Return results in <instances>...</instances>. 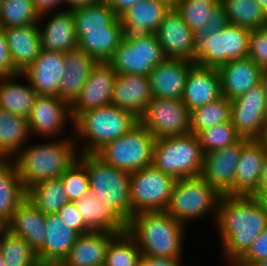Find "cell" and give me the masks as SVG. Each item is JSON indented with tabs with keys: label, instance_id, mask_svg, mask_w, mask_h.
<instances>
[{
	"label": "cell",
	"instance_id": "cell-61",
	"mask_svg": "<svg viewBox=\"0 0 267 266\" xmlns=\"http://www.w3.org/2000/svg\"><path fill=\"white\" fill-rule=\"evenodd\" d=\"M267 12V0H255Z\"/></svg>",
	"mask_w": 267,
	"mask_h": 266
},
{
	"label": "cell",
	"instance_id": "cell-11",
	"mask_svg": "<svg viewBox=\"0 0 267 266\" xmlns=\"http://www.w3.org/2000/svg\"><path fill=\"white\" fill-rule=\"evenodd\" d=\"M250 32L229 23L223 30L203 38L197 44L195 64L218 69L229 61L247 57Z\"/></svg>",
	"mask_w": 267,
	"mask_h": 266
},
{
	"label": "cell",
	"instance_id": "cell-44",
	"mask_svg": "<svg viewBox=\"0 0 267 266\" xmlns=\"http://www.w3.org/2000/svg\"><path fill=\"white\" fill-rule=\"evenodd\" d=\"M197 137L204 154L234 145L242 138L231 120L202 130Z\"/></svg>",
	"mask_w": 267,
	"mask_h": 266
},
{
	"label": "cell",
	"instance_id": "cell-36",
	"mask_svg": "<svg viewBox=\"0 0 267 266\" xmlns=\"http://www.w3.org/2000/svg\"><path fill=\"white\" fill-rule=\"evenodd\" d=\"M26 199L45 215L58 213L62 206L69 202L60 177L31 186L26 191Z\"/></svg>",
	"mask_w": 267,
	"mask_h": 266
},
{
	"label": "cell",
	"instance_id": "cell-52",
	"mask_svg": "<svg viewBox=\"0 0 267 266\" xmlns=\"http://www.w3.org/2000/svg\"><path fill=\"white\" fill-rule=\"evenodd\" d=\"M32 1L35 9L40 15L48 12H54L56 11V9L61 10L64 8V0H32Z\"/></svg>",
	"mask_w": 267,
	"mask_h": 266
},
{
	"label": "cell",
	"instance_id": "cell-42",
	"mask_svg": "<svg viewBox=\"0 0 267 266\" xmlns=\"http://www.w3.org/2000/svg\"><path fill=\"white\" fill-rule=\"evenodd\" d=\"M40 14L32 0H3L0 9V27L38 24Z\"/></svg>",
	"mask_w": 267,
	"mask_h": 266
},
{
	"label": "cell",
	"instance_id": "cell-54",
	"mask_svg": "<svg viewBox=\"0 0 267 266\" xmlns=\"http://www.w3.org/2000/svg\"><path fill=\"white\" fill-rule=\"evenodd\" d=\"M105 0H64V9L74 10L90 4L101 3Z\"/></svg>",
	"mask_w": 267,
	"mask_h": 266
},
{
	"label": "cell",
	"instance_id": "cell-37",
	"mask_svg": "<svg viewBox=\"0 0 267 266\" xmlns=\"http://www.w3.org/2000/svg\"><path fill=\"white\" fill-rule=\"evenodd\" d=\"M76 34L86 31L108 30L119 16L105 2L90 4L72 10Z\"/></svg>",
	"mask_w": 267,
	"mask_h": 266
},
{
	"label": "cell",
	"instance_id": "cell-7",
	"mask_svg": "<svg viewBox=\"0 0 267 266\" xmlns=\"http://www.w3.org/2000/svg\"><path fill=\"white\" fill-rule=\"evenodd\" d=\"M78 160L86 167L90 190L97 199L111 202L130 220L132 217L131 173L105 163L96 154H79Z\"/></svg>",
	"mask_w": 267,
	"mask_h": 266
},
{
	"label": "cell",
	"instance_id": "cell-27",
	"mask_svg": "<svg viewBox=\"0 0 267 266\" xmlns=\"http://www.w3.org/2000/svg\"><path fill=\"white\" fill-rule=\"evenodd\" d=\"M12 64L22 73L41 51L38 24L3 28Z\"/></svg>",
	"mask_w": 267,
	"mask_h": 266
},
{
	"label": "cell",
	"instance_id": "cell-18",
	"mask_svg": "<svg viewBox=\"0 0 267 266\" xmlns=\"http://www.w3.org/2000/svg\"><path fill=\"white\" fill-rule=\"evenodd\" d=\"M41 22L46 23L40 26ZM38 28L42 49L65 53L78 48L72 10L62 9L40 15Z\"/></svg>",
	"mask_w": 267,
	"mask_h": 266
},
{
	"label": "cell",
	"instance_id": "cell-59",
	"mask_svg": "<svg viewBox=\"0 0 267 266\" xmlns=\"http://www.w3.org/2000/svg\"><path fill=\"white\" fill-rule=\"evenodd\" d=\"M166 4L169 8H176L181 0H157Z\"/></svg>",
	"mask_w": 267,
	"mask_h": 266
},
{
	"label": "cell",
	"instance_id": "cell-49",
	"mask_svg": "<svg viewBox=\"0 0 267 266\" xmlns=\"http://www.w3.org/2000/svg\"><path fill=\"white\" fill-rule=\"evenodd\" d=\"M61 220L70 228L74 229L79 235L90 232L91 230L85 225L74 202H68L62 206L57 213Z\"/></svg>",
	"mask_w": 267,
	"mask_h": 266
},
{
	"label": "cell",
	"instance_id": "cell-57",
	"mask_svg": "<svg viewBox=\"0 0 267 266\" xmlns=\"http://www.w3.org/2000/svg\"><path fill=\"white\" fill-rule=\"evenodd\" d=\"M38 266H68L64 261H39Z\"/></svg>",
	"mask_w": 267,
	"mask_h": 266
},
{
	"label": "cell",
	"instance_id": "cell-39",
	"mask_svg": "<svg viewBox=\"0 0 267 266\" xmlns=\"http://www.w3.org/2000/svg\"><path fill=\"white\" fill-rule=\"evenodd\" d=\"M0 253L5 266H38L37 252L24 239L0 228Z\"/></svg>",
	"mask_w": 267,
	"mask_h": 266
},
{
	"label": "cell",
	"instance_id": "cell-53",
	"mask_svg": "<svg viewBox=\"0 0 267 266\" xmlns=\"http://www.w3.org/2000/svg\"><path fill=\"white\" fill-rule=\"evenodd\" d=\"M139 1L140 0H105L118 16Z\"/></svg>",
	"mask_w": 267,
	"mask_h": 266
},
{
	"label": "cell",
	"instance_id": "cell-38",
	"mask_svg": "<svg viewBox=\"0 0 267 266\" xmlns=\"http://www.w3.org/2000/svg\"><path fill=\"white\" fill-rule=\"evenodd\" d=\"M229 23L255 30L267 27V12L255 0H220Z\"/></svg>",
	"mask_w": 267,
	"mask_h": 266
},
{
	"label": "cell",
	"instance_id": "cell-41",
	"mask_svg": "<svg viewBox=\"0 0 267 266\" xmlns=\"http://www.w3.org/2000/svg\"><path fill=\"white\" fill-rule=\"evenodd\" d=\"M231 101L222 96L216 101L207 103L191 111V133L230 121Z\"/></svg>",
	"mask_w": 267,
	"mask_h": 266
},
{
	"label": "cell",
	"instance_id": "cell-24",
	"mask_svg": "<svg viewBox=\"0 0 267 266\" xmlns=\"http://www.w3.org/2000/svg\"><path fill=\"white\" fill-rule=\"evenodd\" d=\"M218 71L222 96L232 101L261 83L263 70L247 56L225 63Z\"/></svg>",
	"mask_w": 267,
	"mask_h": 266
},
{
	"label": "cell",
	"instance_id": "cell-29",
	"mask_svg": "<svg viewBox=\"0 0 267 266\" xmlns=\"http://www.w3.org/2000/svg\"><path fill=\"white\" fill-rule=\"evenodd\" d=\"M170 8L157 0H140L119 18L125 34H155Z\"/></svg>",
	"mask_w": 267,
	"mask_h": 266
},
{
	"label": "cell",
	"instance_id": "cell-8",
	"mask_svg": "<svg viewBox=\"0 0 267 266\" xmlns=\"http://www.w3.org/2000/svg\"><path fill=\"white\" fill-rule=\"evenodd\" d=\"M156 138L139 122L129 132L107 143L96 155L105 163L132 173L152 165Z\"/></svg>",
	"mask_w": 267,
	"mask_h": 266
},
{
	"label": "cell",
	"instance_id": "cell-33",
	"mask_svg": "<svg viewBox=\"0 0 267 266\" xmlns=\"http://www.w3.org/2000/svg\"><path fill=\"white\" fill-rule=\"evenodd\" d=\"M26 198V190L13 159L0 161V225L4 227L17 206Z\"/></svg>",
	"mask_w": 267,
	"mask_h": 266
},
{
	"label": "cell",
	"instance_id": "cell-17",
	"mask_svg": "<svg viewBox=\"0 0 267 266\" xmlns=\"http://www.w3.org/2000/svg\"><path fill=\"white\" fill-rule=\"evenodd\" d=\"M117 74L107 62H98L71 105L73 120L83 111L111 104Z\"/></svg>",
	"mask_w": 267,
	"mask_h": 266
},
{
	"label": "cell",
	"instance_id": "cell-32",
	"mask_svg": "<svg viewBox=\"0 0 267 266\" xmlns=\"http://www.w3.org/2000/svg\"><path fill=\"white\" fill-rule=\"evenodd\" d=\"M38 95L22 73L0 78V108L12 114L27 119Z\"/></svg>",
	"mask_w": 267,
	"mask_h": 266
},
{
	"label": "cell",
	"instance_id": "cell-14",
	"mask_svg": "<svg viewBox=\"0 0 267 266\" xmlns=\"http://www.w3.org/2000/svg\"><path fill=\"white\" fill-rule=\"evenodd\" d=\"M232 125L242 138L259 139L267 121V99L262 83L231 101Z\"/></svg>",
	"mask_w": 267,
	"mask_h": 266
},
{
	"label": "cell",
	"instance_id": "cell-25",
	"mask_svg": "<svg viewBox=\"0 0 267 266\" xmlns=\"http://www.w3.org/2000/svg\"><path fill=\"white\" fill-rule=\"evenodd\" d=\"M266 149L258 139L248 140L241 150L234 179V195L254 196L259 182Z\"/></svg>",
	"mask_w": 267,
	"mask_h": 266
},
{
	"label": "cell",
	"instance_id": "cell-12",
	"mask_svg": "<svg viewBox=\"0 0 267 266\" xmlns=\"http://www.w3.org/2000/svg\"><path fill=\"white\" fill-rule=\"evenodd\" d=\"M139 122L156 139L191 133V111L182 100L153 97Z\"/></svg>",
	"mask_w": 267,
	"mask_h": 266
},
{
	"label": "cell",
	"instance_id": "cell-6",
	"mask_svg": "<svg viewBox=\"0 0 267 266\" xmlns=\"http://www.w3.org/2000/svg\"><path fill=\"white\" fill-rule=\"evenodd\" d=\"M220 196L202 176L182 178L176 181L165 211L185 227L208 214L215 224Z\"/></svg>",
	"mask_w": 267,
	"mask_h": 266
},
{
	"label": "cell",
	"instance_id": "cell-22",
	"mask_svg": "<svg viewBox=\"0 0 267 266\" xmlns=\"http://www.w3.org/2000/svg\"><path fill=\"white\" fill-rule=\"evenodd\" d=\"M220 97L222 92L218 69L195 64L187 75L182 102L193 111Z\"/></svg>",
	"mask_w": 267,
	"mask_h": 266
},
{
	"label": "cell",
	"instance_id": "cell-5",
	"mask_svg": "<svg viewBox=\"0 0 267 266\" xmlns=\"http://www.w3.org/2000/svg\"><path fill=\"white\" fill-rule=\"evenodd\" d=\"M204 153L197 135L156 139L152 166L176 180L202 175Z\"/></svg>",
	"mask_w": 267,
	"mask_h": 266
},
{
	"label": "cell",
	"instance_id": "cell-20",
	"mask_svg": "<svg viewBox=\"0 0 267 266\" xmlns=\"http://www.w3.org/2000/svg\"><path fill=\"white\" fill-rule=\"evenodd\" d=\"M64 71V53L41 49L22 74L38 94L58 97Z\"/></svg>",
	"mask_w": 267,
	"mask_h": 266
},
{
	"label": "cell",
	"instance_id": "cell-31",
	"mask_svg": "<svg viewBox=\"0 0 267 266\" xmlns=\"http://www.w3.org/2000/svg\"><path fill=\"white\" fill-rule=\"evenodd\" d=\"M116 234L90 231L79 235L63 261L68 266H104L107 247Z\"/></svg>",
	"mask_w": 267,
	"mask_h": 266
},
{
	"label": "cell",
	"instance_id": "cell-46",
	"mask_svg": "<svg viewBox=\"0 0 267 266\" xmlns=\"http://www.w3.org/2000/svg\"><path fill=\"white\" fill-rule=\"evenodd\" d=\"M248 57L262 70L267 68V27L251 30Z\"/></svg>",
	"mask_w": 267,
	"mask_h": 266
},
{
	"label": "cell",
	"instance_id": "cell-45",
	"mask_svg": "<svg viewBox=\"0 0 267 266\" xmlns=\"http://www.w3.org/2000/svg\"><path fill=\"white\" fill-rule=\"evenodd\" d=\"M60 178L68 194L69 202L78 200L90 190L86 167L79 160L71 165Z\"/></svg>",
	"mask_w": 267,
	"mask_h": 266
},
{
	"label": "cell",
	"instance_id": "cell-3",
	"mask_svg": "<svg viewBox=\"0 0 267 266\" xmlns=\"http://www.w3.org/2000/svg\"><path fill=\"white\" fill-rule=\"evenodd\" d=\"M127 231L136 240L142 256L183 258L186 227L166 211L133 215Z\"/></svg>",
	"mask_w": 267,
	"mask_h": 266
},
{
	"label": "cell",
	"instance_id": "cell-55",
	"mask_svg": "<svg viewBox=\"0 0 267 266\" xmlns=\"http://www.w3.org/2000/svg\"><path fill=\"white\" fill-rule=\"evenodd\" d=\"M259 189H267V152L262 161Z\"/></svg>",
	"mask_w": 267,
	"mask_h": 266
},
{
	"label": "cell",
	"instance_id": "cell-26",
	"mask_svg": "<svg viewBox=\"0 0 267 266\" xmlns=\"http://www.w3.org/2000/svg\"><path fill=\"white\" fill-rule=\"evenodd\" d=\"M97 64L98 61L94 57L79 48L65 52V74L58 97L71 106L79 97L83 85Z\"/></svg>",
	"mask_w": 267,
	"mask_h": 266
},
{
	"label": "cell",
	"instance_id": "cell-60",
	"mask_svg": "<svg viewBox=\"0 0 267 266\" xmlns=\"http://www.w3.org/2000/svg\"><path fill=\"white\" fill-rule=\"evenodd\" d=\"M261 83L264 86L265 93H266V99H267V68L266 69H263V71H262Z\"/></svg>",
	"mask_w": 267,
	"mask_h": 266
},
{
	"label": "cell",
	"instance_id": "cell-63",
	"mask_svg": "<svg viewBox=\"0 0 267 266\" xmlns=\"http://www.w3.org/2000/svg\"><path fill=\"white\" fill-rule=\"evenodd\" d=\"M0 266H5V264H4V257L2 256L1 253H0Z\"/></svg>",
	"mask_w": 267,
	"mask_h": 266
},
{
	"label": "cell",
	"instance_id": "cell-23",
	"mask_svg": "<svg viewBox=\"0 0 267 266\" xmlns=\"http://www.w3.org/2000/svg\"><path fill=\"white\" fill-rule=\"evenodd\" d=\"M153 94L148 76L117 75L111 104L141 117Z\"/></svg>",
	"mask_w": 267,
	"mask_h": 266
},
{
	"label": "cell",
	"instance_id": "cell-48",
	"mask_svg": "<svg viewBox=\"0 0 267 266\" xmlns=\"http://www.w3.org/2000/svg\"><path fill=\"white\" fill-rule=\"evenodd\" d=\"M229 24L228 15L224 5L221 1L212 10L210 21H207L205 28H203L196 36L197 44L203 39L215 32L223 30Z\"/></svg>",
	"mask_w": 267,
	"mask_h": 266
},
{
	"label": "cell",
	"instance_id": "cell-1",
	"mask_svg": "<svg viewBox=\"0 0 267 266\" xmlns=\"http://www.w3.org/2000/svg\"><path fill=\"white\" fill-rule=\"evenodd\" d=\"M267 226V214L255 196L221 195L217 219L221 252L233 266Z\"/></svg>",
	"mask_w": 267,
	"mask_h": 266
},
{
	"label": "cell",
	"instance_id": "cell-62",
	"mask_svg": "<svg viewBox=\"0 0 267 266\" xmlns=\"http://www.w3.org/2000/svg\"><path fill=\"white\" fill-rule=\"evenodd\" d=\"M250 266H267V260L257 261L254 265Z\"/></svg>",
	"mask_w": 267,
	"mask_h": 266
},
{
	"label": "cell",
	"instance_id": "cell-58",
	"mask_svg": "<svg viewBox=\"0 0 267 266\" xmlns=\"http://www.w3.org/2000/svg\"><path fill=\"white\" fill-rule=\"evenodd\" d=\"M264 146L267 151V121L266 125L264 126L262 136L258 139Z\"/></svg>",
	"mask_w": 267,
	"mask_h": 266
},
{
	"label": "cell",
	"instance_id": "cell-50",
	"mask_svg": "<svg viewBox=\"0 0 267 266\" xmlns=\"http://www.w3.org/2000/svg\"><path fill=\"white\" fill-rule=\"evenodd\" d=\"M19 73L13 66L5 32L0 27V78Z\"/></svg>",
	"mask_w": 267,
	"mask_h": 266
},
{
	"label": "cell",
	"instance_id": "cell-9",
	"mask_svg": "<svg viewBox=\"0 0 267 266\" xmlns=\"http://www.w3.org/2000/svg\"><path fill=\"white\" fill-rule=\"evenodd\" d=\"M166 59L155 34H125L107 61L117 75H143Z\"/></svg>",
	"mask_w": 267,
	"mask_h": 266
},
{
	"label": "cell",
	"instance_id": "cell-56",
	"mask_svg": "<svg viewBox=\"0 0 267 266\" xmlns=\"http://www.w3.org/2000/svg\"><path fill=\"white\" fill-rule=\"evenodd\" d=\"M254 196L267 214V189H259Z\"/></svg>",
	"mask_w": 267,
	"mask_h": 266
},
{
	"label": "cell",
	"instance_id": "cell-51",
	"mask_svg": "<svg viewBox=\"0 0 267 266\" xmlns=\"http://www.w3.org/2000/svg\"><path fill=\"white\" fill-rule=\"evenodd\" d=\"M183 258H158L142 256L136 266H184Z\"/></svg>",
	"mask_w": 267,
	"mask_h": 266
},
{
	"label": "cell",
	"instance_id": "cell-30",
	"mask_svg": "<svg viewBox=\"0 0 267 266\" xmlns=\"http://www.w3.org/2000/svg\"><path fill=\"white\" fill-rule=\"evenodd\" d=\"M44 246L37 252L39 261H63L75 244L79 234L67 226L56 214L45 218Z\"/></svg>",
	"mask_w": 267,
	"mask_h": 266
},
{
	"label": "cell",
	"instance_id": "cell-13",
	"mask_svg": "<svg viewBox=\"0 0 267 266\" xmlns=\"http://www.w3.org/2000/svg\"><path fill=\"white\" fill-rule=\"evenodd\" d=\"M27 121L31 137L36 135L42 139L72 137V135H63L68 122L73 130L71 106L57 96L39 94Z\"/></svg>",
	"mask_w": 267,
	"mask_h": 266
},
{
	"label": "cell",
	"instance_id": "cell-15",
	"mask_svg": "<svg viewBox=\"0 0 267 266\" xmlns=\"http://www.w3.org/2000/svg\"><path fill=\"white\" fill-rule=\"evenodd\" d=\"M167 59L196 61V35L176 8H170L155 33Z\"/></svg>",
	"mask_w": 267,
	"mask_h": 266
},
{
	"label": "cell",
	"instance_id": "cell-34",
	"mask_svg": "<svg viewBox=\"0 0 267 266\" xmlns=\"http://www.w3.org/2000/svg\"><path fill=\"white\" fill-rule=\"evenodd\" d=\"M78 48L94 57L98 62H107L124 39V29L118 18L108 30L86 31V34H76Z\"/></svg>",
	"mask_w": 267,
	"mask_h": 266
},
{
	"label": "cell",
	"instance_id": "cell-19",
	"mask_svg": "<svg viewBox=\"0 0 267 266\" xmlns=\"http://www.w3.org/2000/svg\"><path fill=\"white\" fill-rule=\"evenodd\" d=\"M74 204L91 231L121 233L128 230L129 220L111 202L97 199L91 190Z\"/></svg>",
	"mask_w": 267,
	"mask_h": 266
},
{
	"label": "cell",
	"instance_id": "cell-28",
	"mask_svg": "<svg viewBox=\"0 0 267 266\" xmlns=\"http://www.w3.org/2000/svg\"><path fill=\"white\" fill-rule=\"evenodd\" d=\"M45 218L46 215L25 198L17 206L11 220L4 227L24 239L38 252L44 246Z\"/></svg>",
	"mask_w": 267,
	"mask_h": 266
},
{
	"label": "cell",
	"instance_id": "cell-4",
	"mask_svg": "<svg viewBox=\"0 0 267 266\" xmlns=\"http://www.w3.org/2000/svg\"><path fill=\"white\" fill-rule=\"evenodd\" d=\"M138 123L136 115L110 104L81 112L73 120L72 135L79 154H96L107 143L123 136Z\"/></svg>",
	"mask_w": 267,
	"mask_h": 266
},
{
	"label": "cell",
	"instance_id": "cell-21",
	"mask_svg": "<svg viewBox=\"0 0 267 266\" xmlns=\"http://www.w3.org/2000/svg\"><path fill=\"white\" fill-rule=\"evenodd\" d=\"M195 65L187 60L165 59L149 73L153 97L181 100L189 70Z\"/></svg>",
	"mask_w": 267,
	"mask_h": 266
},
{
	"label": "cell",
	"instance_id": "cell-10",
	"mask_svg": "<svg viewBox=\"0 0 267 266\" xmlns=\"http://www.w3.org/2000/svg\"><path fill=\"white\" fill-rule=\"evenodd\" d=\"M176 179L152 165L130 175L132 216L140 212L165 211Z\"/></svg>",
	"mask_w": 267,
	"mask_h": 266
},
{
	"label": "cell",
	"instance_id": "cell-47",
	"mask_svg": "<svg viewBox=\"0 0 267 266\" xmlns=\"http://www.w3.org/2000/svg\"><path fill=\"white\" fill-rule=\"evenodd\" d=\"M267 260V226L261 234L252 241L247 252L233 266H250L257 261Z\"/></svg>",
	"mask_w": 267,
	"mask_h": 266
},
{
	"label": "cell",
	"instance_id": "cell-64",
	"mask_svg": "<svg viewBox=\"0 0 267 266\" xmlns=\"http://www.w3.org/2000/svg\"><path fill=\"white\" fill-rule=\"evenodd\" d=\"M2 3H3V0H0V9H1V5H2Z\"/></svg>",
	"mask_w": 267,
	"mask_h": 266
},
{
	"label": "cell",
	"instance_id": "cell-16",
	"mask_svg": "<svg viewBox=\"0 0 267 266\" xmlns=\"http://www.w3.org/2000/svg\"><path fill=\"white\" fill-rule=\"evenodd\" d=\"M241 138L234 145L204 154L202 177L220 195H234V179L242 146L248 141Z\"/></svg>",
	"mask_w": 267,
	"mask_h": 266
},
{
	"label": "cell",
	"instance_id": "cell-43",
	"mask_svg": "<svg viewBox=\"0 0 267 266\" xmlns=\"http://www.w3.org/2000/svg\"><path fill=\"white\" fill-rule=\"evenodd\" d=\"M220 0H181L176 9L181 14L186 24L197 36L210 21L212 10Z\"/></svg>",
	"mask_w": 267,
	"mask_h": 266
},
{
	"label": "cell",
	"instance_id": "cell-2",
	"mask_svg": "<svg viewBox=\"0 0 267 266\" xmlns=\"http://www.w3.org/2000/svg\"><path fill=\"white\" fill-rule=\"evenodd\" d=\"M49 140L37 144L27 142L13 158L26 191L42 181L62 176L78 160L73 136Z\"/></svg>",
	"mask_w": 267,
	"mask_h": 266
},
{
	"label": "cell",
	"instance_id": "cell-40",
	"mask_svg": "<svg viewBox=\"0 0 267 266\" xmlns=\"http://www.w3.org/2000/svg\"><path fill=\"white\" fill-rule=\"evenodd\" d=\"M142 253L134 237L124 231L116 234L110 241L104 266H136Z\"/></svg>",
	"mask_w": 267,
	"mask_h": 266
},
{
	"label": "cell",
	"instance_id": "cell-35",
	"mask_svg": "<svg viewBox=\"0 0 267 266\" xmlns=\"http://www.w3.org/2000/svg\"><path fill=\"white\" fill-rule=\"evenodd\" d=\"M30 131L26 118L0 108V156L13 159L29 141Z\"/></svg>",
	"mask_w": 267,
	"mask_h": 266
}]
</instances>
